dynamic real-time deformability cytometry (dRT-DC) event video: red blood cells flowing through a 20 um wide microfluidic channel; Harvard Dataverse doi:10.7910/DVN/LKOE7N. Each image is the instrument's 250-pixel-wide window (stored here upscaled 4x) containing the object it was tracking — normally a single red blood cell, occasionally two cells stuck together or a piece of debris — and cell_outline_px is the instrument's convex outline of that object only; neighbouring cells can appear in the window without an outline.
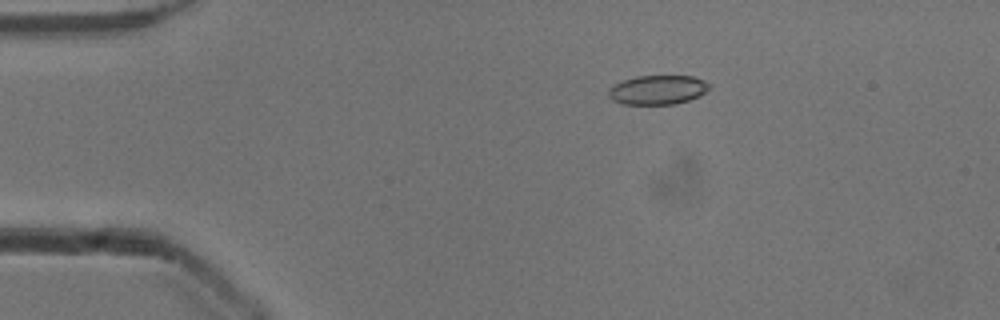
{"species": "common noctule bat (a hibernating species)", "species_latin": "Nyctalus noctula", "temperature_condition": "cold", "stored_images_in_passage": 44, "camera_frame_rate_fps": 3000, "um_per_image_px": 0.085, "animal": {"sex": "male", "body_mass_g": 13.3}, "frame": {"image": 1, "passage_image": 1, "time_ms": 0.0, "image_size_px": [1000, 320], "cell_outline_px": [[708, 88], [700, 96], [676, 104], [620, 104], [612, 100], [608, 96], [608, 92], [612, 84], [636, 76], [692, 76], [704, 80], [708, 84]], "centroid_in_image_um": [55.86, 7.64], "position_along_channel_um": 29.1, "area_um2": 17.17}}
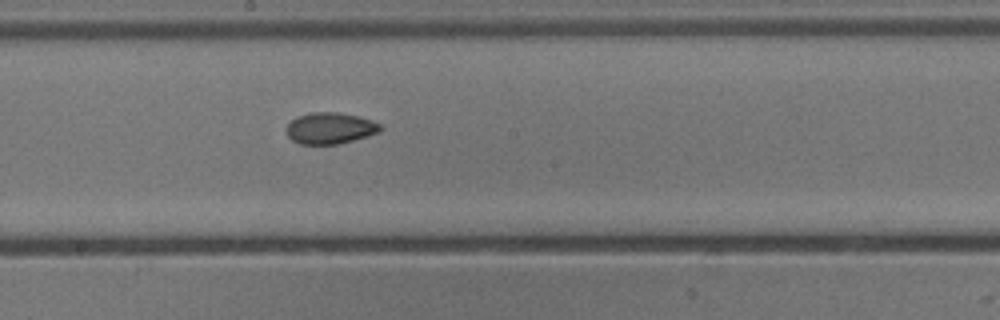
{"frame": {"image": 2, "passage_image": 20, "time_ms": 6.333, "image_size_px": [1000, 320], "cell_outline_px": [[380, 128], [376, 132], [368, 136], [336, 144], [300, 144], [292, 140], [288, 136], [288, 124], [296, 116], [312, 112], [336, 112], [360, 116], [372, 120], [380, 124]], "centroid_in_image_um": [28.04, 10.88], "position_along_channel_um": 220.2, "area_um2": 16.94}}
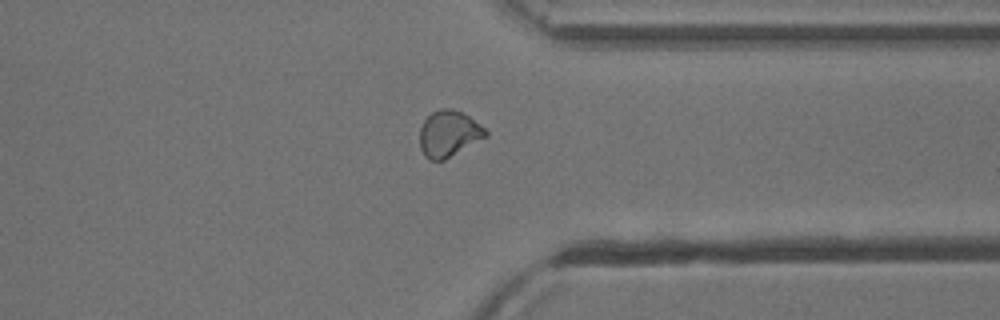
{"frame": {"image": 3, "passage_image": 32, "time_ms": 10.333, "image_size_px": [1000, 320], "cell_outline_px": [[488, 136], [444, 160], [428, 160], [424, 156], [420, 148], [420, 128], [424, 120], [432, 112], [440, 108], [452, 108], [468, 116], [484, 128], [488, 132]], "centroid_in_image_um": [38.12, 11.37], "position_along_channel_um": 373.3, "area_um2": 17.69}, "authors_computed_cell_mechanics": {"area_um2": 17.1666, "velocity_mm_per_s": 3.9123, "shape_relaxation_time_tau1_ms": null, "shape_relaxation_time_tau2_ms": 3.3435, "deformation_change_tau1": null, "deformation_change_tau2": 0.0724}}